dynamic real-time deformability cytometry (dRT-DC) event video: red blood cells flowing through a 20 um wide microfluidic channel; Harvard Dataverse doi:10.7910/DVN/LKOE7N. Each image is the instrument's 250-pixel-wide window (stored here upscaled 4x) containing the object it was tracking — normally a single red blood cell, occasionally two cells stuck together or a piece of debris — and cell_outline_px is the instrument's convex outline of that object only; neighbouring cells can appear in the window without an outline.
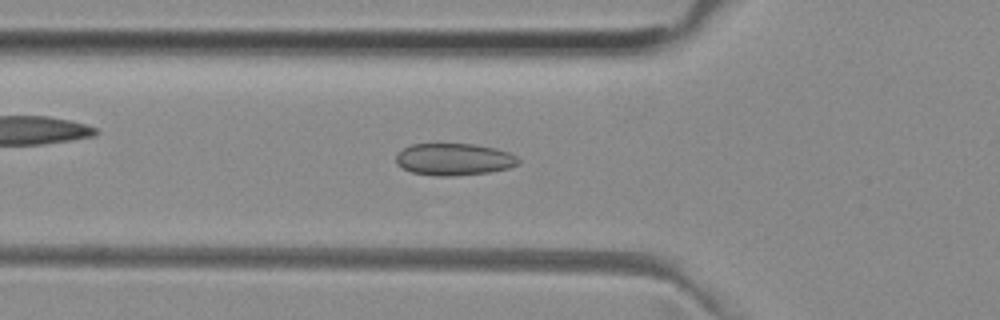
{"species": "common noctule bat (a hibernating species)", "species_latin": "Nyctalus noctula", "temperature_condition": "room temperature", "stored_images_in_passage": 39, "camera_frame_rate_fps": 3000, "um_per_image_px": 0.085, "animal": {"sex": "female", "body_mass_g": 29.2, "forearm_length_mm": 56.3}, "frame": {"image": 1, "passage_image": 12, "time_ms": 3.667, "image_size_px": [1000, 320], "cell_outline_px": [[520, 164], [508, 168], [488, 172], [456, 176], [436, 176], [412, 172], [396, 164], [396, 152], [412, 144], [476, 144], [496, 148], [508, 152], [516, 156], [520, 160]], "centroid_in_image_um": [38.59, 13.54], "position_along_channel_um": 87.2, "area_um2": 22.95}}
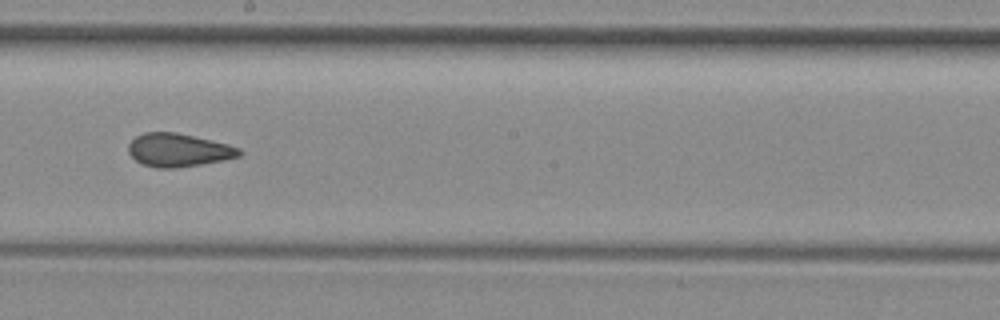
{"frame": {"image": 2, "passage_image": 23, "time_ms": 7.333, "image_size_px": [1000, 320], "cell_outline_px": [[244, 152], [240, 156], [224, 160], [176, 168], [156, 168], [144, 164], [136, 160], [128, 152], [128, 144], [136, 136], [144, 132], [176, 132], [228, 144], [240, 148]], "centroid_in_image_um": [15.18, 12.75], "position_along_channel_um": 233.0, "area_um2": 21.44}}
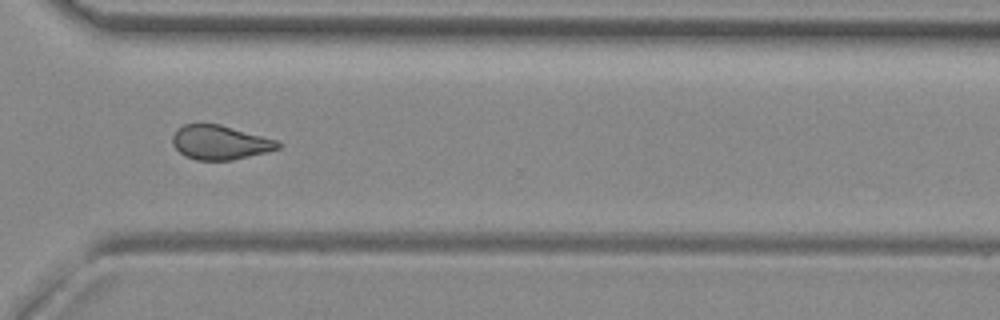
{"frame": {"image": 3, "passage_image": 32, "time_ms": 10.333, "image_size_px": [1000, 320], "cell_outline_px": [[280, 148], [268, 152], [232, 160], [196, 160], [184, 156], [172, 144], [172, 136], [176, 128], [184, 124], [220, 124], [276, 140], [280, 144]], "centroid_in_image_um": [18.67, 12.11], "position_along_channel_um": 351.9, "area_um2": 21.04}, "authors_computed_cell_mechanics": {"area_um2": 21.6172, "velocity_mm_per_s": 3.9643, "shape_relaxation_time_tau1_ms": null, "shape_relaxation_time_tau2_ms": 1.8726, "deformation_change_tau1": null, "deformation_change_tau2": 0.0721}}